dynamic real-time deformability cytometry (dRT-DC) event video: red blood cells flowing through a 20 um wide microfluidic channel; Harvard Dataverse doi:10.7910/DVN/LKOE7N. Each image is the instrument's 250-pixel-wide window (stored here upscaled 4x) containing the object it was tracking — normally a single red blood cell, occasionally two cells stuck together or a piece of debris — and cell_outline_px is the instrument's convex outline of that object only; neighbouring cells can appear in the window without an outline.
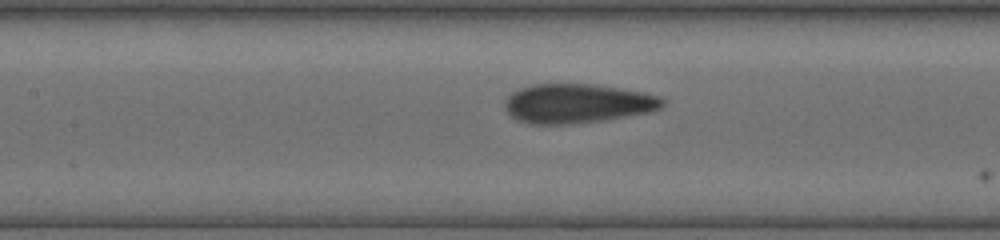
{"species": "human", "species_latin": "Homo sapiens", "temperature_condition": "cold", "stored_images_in_passage": 24, "segment_of_instrument_passage": [2, 2], "camera_frame_rate_fps": 3000, "um_per_image_px": 0.085, "donor": {"sex": "female"}, "frame": {"image": 1, "passage_image": 24, "time_ms": 7.333, "image_size_px": [1000, 240], "cell_outline_px": [[664, 104], [660, 108], [652, 112], [600, 120], [572, 124], [532, 124], [516, 120], [504, 108], [504, 100], [512, 92], [520, 88], [532, 84], [592, 84], [644, 92], [660, 96], [664, 100]], "centroid_in_image_um": [49.05, 8.79], "position_along_channel_um": 158.3, "area_um2": 36.13}}